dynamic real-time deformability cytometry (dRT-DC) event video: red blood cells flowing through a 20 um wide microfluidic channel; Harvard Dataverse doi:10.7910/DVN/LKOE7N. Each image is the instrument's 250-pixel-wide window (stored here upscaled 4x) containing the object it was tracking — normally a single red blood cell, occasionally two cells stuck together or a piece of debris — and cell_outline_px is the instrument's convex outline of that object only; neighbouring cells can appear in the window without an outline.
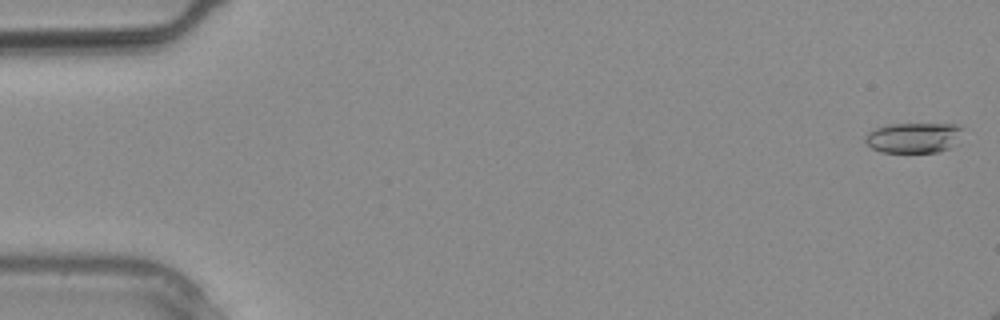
{"species": "common noctule bat (a hibernating species)", "species_latin": "Nyctalus noctula", "temperature_condition": "warm", "stored_images_in_passage": 3, "camera_frame_rate_fps": 3000, "um_per_image_px": 0.085, "animal": {"sex": "male", "body_mass_g": 20.4}, "frame": {"image": 1, "passage_image": 1, "time_ms": 0.0, "image_size_px": [1000, 320], "cell_outline_px": [[964, 128], [948, 148], [940, 152], [880, 152], [872, 148], [864, 140], [868, 132], [876, 128], [888, 124], [960, 124]], "centroid_in_image_um": [77.62, 11.69], "position_along_channel_um": 7.4, "area_um2": 16.99}}